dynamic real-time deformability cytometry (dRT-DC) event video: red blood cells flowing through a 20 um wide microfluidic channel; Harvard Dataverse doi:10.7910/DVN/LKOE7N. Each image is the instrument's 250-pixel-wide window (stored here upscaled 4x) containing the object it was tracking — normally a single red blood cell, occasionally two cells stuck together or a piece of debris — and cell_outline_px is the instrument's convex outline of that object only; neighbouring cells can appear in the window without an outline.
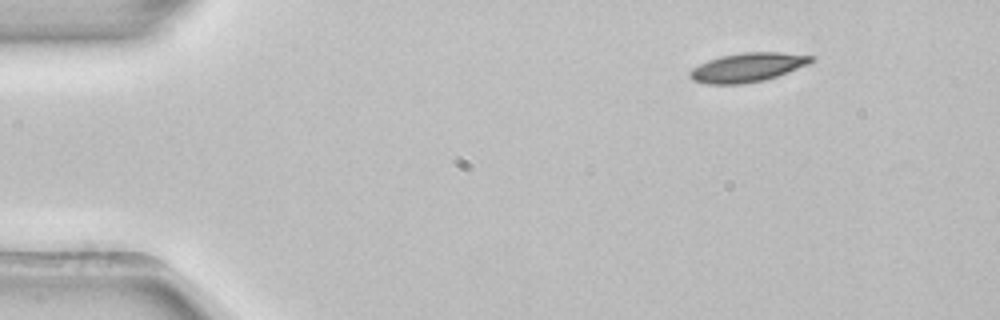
{"species": "common noctule bat (a hibernating species)", "species_latin": "Nyctalus noctula", "temperature_condition": "room temperature", "stored_images_in_passage": 47, "camera_frame_rate_fps": 3000, "um_per_image_px": 0.085, "animal": {"sex": "female", "body_mass_g": 22.7, "forearm_length_mm": 54.2}, "frame": {"image": 1, "passage_image": 1, "time_ms": 0.0, "image_size_px": [1000, 320], "cell_outline_px": [[816, 56], [808, 64], [776, 76], [764, 80], [740, 84], [708, 84], [692, 80], [688, 76], [688, 72], [692, 68], [708, 60], [720, 56], [744, 52], [776, 52]], "centroid_in_image_um": [63.49, 5.73], "position_along_channel_um": 21.5, "area_um2": 20.35}}
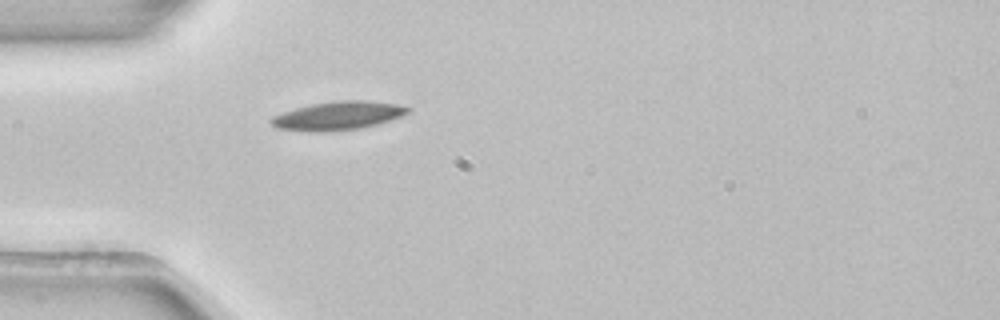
{"frame": {"image": 2, "passage_image": 10, "time_ms": 3.0, "image_size_px": [1000, 320], "cell_outline_px": [[412, 108], [408, 112], [400, 116], [376, 124], [360, 128], [324, 132], [312, 132], [276, 128], [268, 120], [272, 116], [296, 108], [312, 104], [336, 100], [364, 100], [396, 104]], "centroid_in_image_um": [28.68, 9.84], "position_along_channel_um": 56.3, "area_um2": 22.54}}
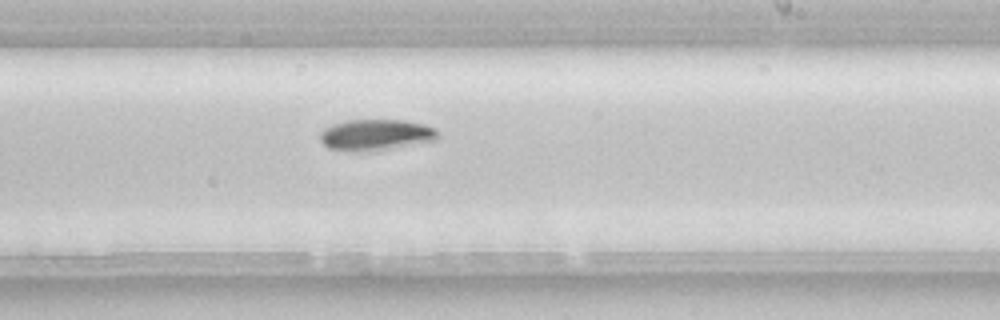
{"frame": {"image": 3, "passage_image": 26, "time_ms": 8.333, "image_size_px": [1000, 320], "cell_outline_px": [[440, 136], [436, 140], [368, 152], [352, 152], [328, 148], [320, 140], [320, 132], [324, 128], [332, 124], [344, 120], [404, 120], [424, 124], [436, 128]], "centroid_in_image_um": [31.93, 11.46], "position_along_channel_um": 257.1, "area_um2": 21.62}, "authors_computed_cell_mechanics": {"area_um2": 20.4612, "velocity_mm_per_s": 3.8815, "shape_relaxation_time_tau1_ms": 2.9156, "shape_relaxation_time_tau2_ms": null, "deformation_change_tau1": 0.0977, "deformation_change_tau2": null}}